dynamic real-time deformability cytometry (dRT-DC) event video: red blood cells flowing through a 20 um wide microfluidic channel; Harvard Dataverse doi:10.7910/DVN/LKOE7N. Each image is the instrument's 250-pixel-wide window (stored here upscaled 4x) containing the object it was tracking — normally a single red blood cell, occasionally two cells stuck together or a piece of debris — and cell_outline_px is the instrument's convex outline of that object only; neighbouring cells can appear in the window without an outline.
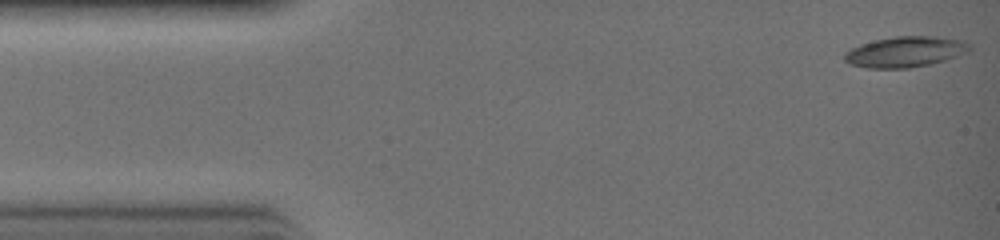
{"species": "common noctule bat (a hibernating species)", "species_latin": "Nyctalus noctula", "temperature_condition": "warm", "stored_images_in_passage": 3, "camera_frame_rate_fps": 3000, "um_per_image_px": 0.085, "animal": {"sex": "female", "body_mass_g": 19.0, "forearm_length_mm": 51.5}, "frame": {"image": 1, "passage_image": 1, "time_ms": 0.0, "image_size_px": [1000, 240], "cell_outline_px": [[972, 48], [968, 52], [944, 60], [928, 64], [908, 68], [868, 68], [852, 64], [844, 60], [844, 52], [860, 44], [876, 40], [896, 36], [932, 36], [964, 40], [972, 44]], "centroid_in_image_um": [76.98, 4.39], "position_along_channel_um": 8.0, "area_um2": 22.25}}